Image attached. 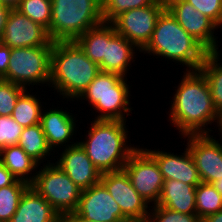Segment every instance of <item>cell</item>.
<instances>
[{
    "instance_id": "obj_20",
    "label": "cell",
    "mask_w": 222,
    "mask_h": 222,
    "mask_svg": "<svg viewBox=\"0 0 222 222\" xmlns=\"http://www.w3.org/2000/svg\"><path fill=\"white\" fill-rule=\"evenodd\" d=\"M9 222H62L60 214L30 185Z\"/></svg>"
},
{
    "instance_id": "obj_13",
    "label": "cell",
    "mask_w": 222,
    "mask_h": 222,
    "mask_svg": "<svg viewBox=\"0 0 222 222\" xmlns=\"http://www.w3.org/2000/svg\"><path fill=\"white\" fill-rule=\"evenodd\" d=\"M187 148L192 155L201 182L212 184L222 177V141L210 134H189Z\"/></svg>"
},
{
    "instance_id": "obj_33",
    "label": "cell",
    "mask_w": 222,
    "mask_h": 222,
    "mask_svg": "<svg viewBox=\"0 0 222 222\" xmlns=\"http://www.w3.org/2000/svg\"><path fill=\"white\" fill-rule=\"evenodd\" d=\"M23 127L11 116H0V150L10 145H17Z\"/></svg>"
},
{
    "instance_id": "obj_16",
    "label": "cell",
    "mask_w": 222,
    "mask_h": 222,
    "mask_svg": "<svg viewBox=\"0 0 222 222\" xmlns=\"http://www.w3.org/2000/svg\"><path fill=\"white\" fill-rule=\"evenodd\" d=\"M60 157L56 158L57 164L69 178L81 188L87 189L96 185L101 180V172L94 166L85 150L77 143L65 148Z\"/></svg>"
},
{
    "instance_id": "obj_25",
    "label": "cell",
    "mask_w": 222,
    "mask_h": 222,
    "mask_svg": "<svg viewBox=\"0 0 222 222\" xmlns=\"http://www.w3.org/2000/svg\"><path fill=\"white\" fill-rule=\"evenodd\" d=\"M220 54V51L208 53L199 68L207 80L213 105L219 114L222 113V62H220Z\"/></svg>"
},
{
    "instance_id": "obj_26",
    "label": "cell",
    "mask_w": 222,
    "mask_h": 222,
    "mask_svg": "<svg viewBox=\"0 0 222 222\" xmlns=\"http://www.w3.org/2000/svg\"><path fill=\"white\" fill-rule=\"evenodd\" d=\"M30 91V92H28ZM25 90L18 98L11 117L23 128L40 123L43 108L41 98Z\"/></svg>"
},
{
    "instance_id": "obj_35",
    "label": "cell",
    "mask_w": 222,
    "mask_h": 222,
    "mask_svg": "<svg viewBox=\"0 0 222 222\" xmlns=\"http://www.w3.org/2000/svg\"><path fill=\"white\" fill-rule=\"evenodd\" d=\"M11 56V48L0 42V78H4L7 74L9 59Z\"/></svg>"
},
{
    "instance_id": "obj_22",
    "label": "cell",
    "mask_w": 222,
    "mask_h": 222,
    "mask_svg": "<svg viewBox=\"0 0 222 222\" xmlns=\"http://www.w3.org/2000/svg\"><path fill=\"white\" fill-rule=\"evenodd\" d=\"M0 162L18 180L24 181L29 185L34 182L36 171L40 166L18 144L2 148L0 150Z\"/></svg>"
},
{
    "instance_id": "obj_39",
    "label": "cell",
    "mask_w": 222,
    "mask_h": 222,
    "mask_svg": "<svg viewBox=\"0 0 222 222\" xmlns=\"http://www.w3.org/2000/svg\"><path fill=\"white\" fill-rule=\"evenodd\" d=\"M202 222H222V210L206 216L204 219H202Z\"/></svg>"
},
{
    "instance_id": "obj_21",
    "label": "cell",
    "mask_w": 222,
    "mask_h": 222,
    "mask_svg": "<svg viewBox=\"0 0 222 222\" xmlns=\"http://www.w3.org/2000/svg\"><path fill=\"white\" fill-rule=\"evenodd\" d=\"M196 187L178 180H164L158 206L175 212L196 214Z\"/></svg>"
},
{
    "instance_id": "obj_9",
    "label": "cell",
    "mask_w": 222,
    "mask_h": 222,
    "mask_svg": "<svg viewBox=\"0 0 222 222\" xmlns=\"http://www.w3.org/2000/svg\"><path fill=\"white\" fill-rule=\"evenodd\" d=\"M123 169L132 186L149 205H157L164 184L163 175L156 160L144 149L138 148L130 155Z\"/></svg>"
},
{
    "instance_id": "obj_27",
    "label": "cell",
    "mask_w": 222,
    "mask_h": 222,
    "mask_svg": "<svg viewBox=\"0 0 222 222\" xmlns=\"http://www.w3.org/2000/svg\"><path fill=\"white\" fill-rule=\"evenodd\" d=\"M196 214L202 220L222 210V195L210 183L200 182L195 194Z\"/></svg>"
},
{
    "instance_id": "obj_29",
    "label": "cell",
    "mask_w": 222,
    "mask_h": 222,
    "mask_svg": "<svg viewBox=\"0 0 222 222\" xmlns=\"http://www.w3.org/2000/svg\"><path fill=\"white\" fill-rule=\"evenodd\" d=\"M15 9L48 30L52 14L51 0H21Z\"/></svg>"
},
{
    "instance_id": "obj_15",
    "label": "cell",
    "mask_w": 222,
    "mask_h": 222,
    "mask_svg": "<svg viewBox=\"0 0 222 222\" xmlns=\"http://www.w3.org/2000/svg\"><path fill=\"white\" fill-rule=\"evenodd\" d=\"M0 42L10 48L53 46L47 30L16 9L9 11Z\"/></svg>"
},
{
    "instance_id": "obj_11",
    "label": "cell",
    "mask_w": 222,
    "mask_h": 222,
    "mask_svg": "<svg viewBox=\"0 0 222 222\" xmlns=\"http://www.w3.org/2000/svg\"><path fill=\"white\" fill-rule=\"evenodd\" d=\"M100 182L131 222H147L150 205L134 189L124 169L102 174Z\"/></svg>"
},
{
    "instance_id": "obj_31",
    "label": "cell",
    "mask_w": 222,
    "mask_h": 222,
    "mask_svg": "<svg viewBox=\"0 0 222 222\" xmlns=\"http://www.w3.org/2000/svg\"><path fill=\"white\" fill-rule=\"evenodd\" d=\"M26 90L25 87L10 81H0V116H11L19 96Z\"/></svg>"
},
{
    "instance_id": "obj_38",
    "label": "cell",
    "mask_w": 222,
    "mask_h": 222,
    "mask_svg": "<svg viewBox=\"0 0 222 222\" xmlns=\"http://www.w3.org/2000/svg\"><path fill=\"white\" fill-rule=\"evenodd\" d=\"M62 222H95L92 220L85 219L78 215L76 212H70L62 217Z\"/></svg>"
},
{
    "instance_id": "obj_32",
    "label": "cell",
    "mask_w": 222,
    "mask_h": 222,
    "mask_svg": "<svg viewBox=\"0 0 222 222\" xmlns=\"http://www.w3.org/2000/svg\"><path fill=\"white\" fill-rule=\"evenodd\" d=\"M151 207L147 222H202L197 214L175 212L158 205Z\"/></svg>"
},
{
    "instance_id": "obj_23",
    "label": "cell",
    "mask_w": 222,
    "mask_h": 222,
    "mask_svg": "<svg viewBox=\"0 0 222 222\" xmlns=\"http://www.w3.org/2000/svg\"><path fill=\"white\" fill-rule=\"evenodd\" d=\"M75 42L91 61L99 65L105 58L106 43H108V22H102L88 29Z\"/></svg>"
},
{
    "instance_id": "obj_10",
    "label": "cell",
    "mask_w": 222,
    "mask_h": 222,
    "mask_svg": "<svg viewBox=\"0 0 222 222\" xmlns=\"http://www.w3.org/2000/svg\"><path fill=\"white\" fill-rule=\"evenodd\" d=\"M165 9V0H158L153 5L122 12L111 23L118 34L141 51L150 41L157 20Z\"/></svg>"
},
{
    "instance_id": "obj_17",
    "label": "cell",
    "mask_w": 222,
    "mask_h": 222,
    "mask_svg": "<svg viewBox=\"0 0 222 222\" xmlns=\"http://www.w3.org/2000/svg\"><path fill=\"white\" fill-rule=\"evenodd\" d=\"M145 150L158 163L164 180H178L195 187L201 182L198 170L187 147H185L182 155L166 152L165 150L159 151L156 148L155 150L145 148Z\"/></svg>"
},
{
    "instance_id": "obj_37",
    "label": "cell",
    "mask_w": 222,
    "mask_h": 222,
    "mask_svg": "<svg viewBox=\"0 0 222 222\" xmlns=\"http://www.w3.org/2000/svg\"><path fill=\"white\" fill-rule=\"evenodd\" d=\"M10 10H11L10 7L0 3V40L2 38L5 24H6V20H7V16L9 14Z\"/></svg>"
},
{
    "instance_id": "obj_2",
    "label": "cell",
    "mask_w": 222,
    "mask_h": 222,
    "mask_svg": "<svg viewBox=\"0 0 222 222\" xmlns=\"http://www.w3.org/2000/svg\"><path fill=\"white\" fill-rule=\"evenodd\" d=\"M100 72L75 41L53 42L49 86L62 99L74 102Z\"/></svg>"
},
{
    "instance_id": "obj_24",
    "label": "cell",
    "mask_w": 222,
    "mask_h": 222,
    "mask_svg": "<svg viewBox=\"0 0 222 222\" xmlns=\"http://www.w3.org/2000/svg\"><path fill=\"white\" fill-rule=\"evenodd\" d=\"M18 145L39 165L52 155L40 123L23 128Z\"/></svg>"
},
{
    "instance_id": "obj_30",
    "label": "cell",
    "mask_w": 222,
    "mask_h": 222,
    "mask_svg": "<svg viewBox=\"0 0 222 222\" xmlns=\"http://www.w3.org/2000/svg\"><path fill=\"white\" fill-rule=\"evenodd\" d=\"M104 22H112L122 12L153 5L158 0H101Z\"/></svg>"
},
{
    "instance_id": "obj_5",
    "label": "cell",
    "mask_w": 222,
    "mask_h": 222,
    "mask_svg": "<svg viewBox=\"0 0 222 222\" xmlns=\"http://www.w3.org/2000/svg\"><path fill=\"white\" fill-rule=\"evenodd\" d=\"M52 14L47 30L52 42L75 41L102 22L101 0H51Z\"/></svg>"
},
{
    "instance_id": "obj_6",
    "label": "cell",
    "mask_w": 222,
    "mask_h": 222,
    "mask_svg": "<svg viewBox=\"0 0 222 222\" xmlns=\"http://www.w3.org/2000/svg\"><path fill=\"white\" fill-rule=\"evenodd\" d=\"M127 80L119 74L101 71L76 100L88 101L95 113H100L95 120L127 121L125 115L130 116L133 110L129 100L132 86Z\"/></svg>"
},
{
    "instance_id": "obj_40",
    "label": "cell",
    "mask_w": 222,
    "mask_h": 222,
    "mask_svg": "<svg viewBox=\"0 0 222 222\" xmlns=\"http://www.w3.org/2000/svg\"><path fill=\"white\" fill-rule=\"evenodd\" d=\"M21 0H0V3L10 7L11 9H15Z\"/></svg>"
},
{
    "instance_id": "obj_4",
    "label": "cell",
    "mask_w": 222,
    "mask_h": 222,
    "mask_svg": "<svg viewBox=\"0 0 222 222\" xmlns=\"http://www.w3.org/2000/svg\"><path fill=\"white\" fill-rule=\"evenodd\" d=\"M140 52L180 63L187 67L185 71L199 70L209 53L167 9L159 16L150 41Z\"/></svg>"
},
{
    "instance_id": "obj_8",
    "label": "cell",
    "mask_w": 222,
    "mask_h": 222,
    "mask_svg": "<svg viewBox=\"0 0 222 222\" xmlns=\"http://www.w3.org/2000/svg\"><path fill=\"white\" fill-rule=\"evenodd\" d=\"M53 46L11 48L7 74L3 80L22 87L37 84L49 86L51 78V53ZM41 83V84H39Z\"/></svg>"
},
{
    "instance_id": "obj_3",
    "label": "cell",
    "mask_w": 222,
    "mask_h": 222,
    "mask_svg": "<svg viewBox=\"0 0 222 222\" xmlns=\"http://www.w3.org/2000/svg\"><path fill=\"white\" fill-rule=\"evenodd\" d=\"M127 129L126 121L94 119L85 141H78L101 174L122 170L138 148L128 143Z\"/></svg>"
},
{
    "instance_id": "obj_36",
    "label": "cell",
    "mask_w": 222,
    "mask_h": 222,
    "mask_svg": "<svg viewBox=\"0 0 222 222\" xmlns=\"http://www.w3.org/2000/svg\"><path fill=\"white\" fill-rule=\"evenodd\" d=\"M18 179L0 162V188L14 184Z\"/></svg>"
},
{
    "instance_id": "obj_34",
    "label": "cell",
    "mask_w": 222,
    "mask_h": 222,
    "mask_svg": "<svg viewBox=\"0 0 222 222\" xmlns=\"http://www.w3.org/2000/svg\"><path fill=\"white\" fill-rule=\"evenodd\" d=\"M201 14L211 19L219 28L222 24V0H184Z\"/></svg>"
},
{
    "instance_id": "obj_12",
    "label": "cell",
    "mask_w": 222,
    "mask_h": 222,
    "mask_svg": "<svg viewBox=\"0 0 222 222\" xmlns=\"http://www.w3.org/2000/svg\"><path fill=\"white\" fill-rule=\"evenodd\" d=\"M165 5L180 26L209 53L220 51L218 37L214 35L219 27L211 19L184 0H165Z\"/></svg>"
},
{
    "instance_id": "obj_19",
    "label": "cell",
    "mask_w": 222,
    "mask_h": 222,
    "mask_svg": "<svg viewBox=\"0 0 222 222\" xmlns=\"http://www.w3.org/2000/svg\"><path fill=\"white\" fill-rule=\"evenodd\" d=\"M137 51L140 52L132 42L116 32L112 23L108 22V43H106L105 58L99 64L100 71L126 77L130 69L128 67H131V63L135 61L133 59Z\"/></svg>"
},
{
    "instance_id": "obj_14",
    "label": "cell",
    "mask_w": 222,
    "mask_h": 222,
    "mask_svg": "<svg viewBox=\"0 0 222 222\" xmlns=\"http://www.w3.org/2000/svg\"><path fill=\"white\" fill-rule=\"evenodd\" d=\"M75 212L95 222H131L101 182L82 190Z\"/></svg>"
},
{
    "instance_id": "obj_18",
    "label": "cell",
    "mask_w": 222,
    "mask_h": 222,
    "mask_svg": "<svg viewBox=\"0 0 222 222\" xmlns=\"http://www.w3.org/2000/svg\"><path fill=\"white\" fill-rule=\"evenodd\" d=\"M75 122L77 121L73 114L66 110L63 111L62 108L42 110L40 124L49 147L52 151L54 150L53 153H55L54 148L57 146L63 148L61 146L64 145L67 148L78 143L77 140L74 142L73 138L75 137H72L77 129Z\"/></svg>"
},
{
    "instance_id": "obj_28",
    "label": "cell",
    "mask_w": 222,
    "mask_h": 222,
    "mask_svg": "<svg viewBox=\"0 0 222 222\" xmlns=\"http://www.w3.org/2000/svg\"><path fill=\"white\" fill-rule=\"evenodd\" d=\"M30 185L17 180L14 184L0 188V222H9L15 214L20 198Z\"/></svg>"
},
{
    "instance_id": "obj_42",
    "label": "cell",
    "mask_w": 222,
    "mask_h": 222,
    "mask_svg": "<svg viewBox=\"0 0 222 222\" xmlns=\"http://www.w3.org/2000/svg\"><path fill=\"white\" fill-rule=\"evenodd\" d=\"M218 130L221 133V134L220 133H218V134L221 135V137H222V113L220 114V122L218 125Z\"/></svg>"
},
{
    "instance_id": "obj_41",
    "label": "cell",
    "mask_w": 222,
    "mask_h": 222,
    "mask_svg": "<svg viewBox=\"0 0 222 222\" xmlns=\"http://www.w3.org/2000/svg\"><path fill=\"white\" fill-rule=\"evenodd\" d=\"M212 185L215 189L222 195V177L220 179L215 180Z\"/></svg>"
},
{
    "instance_id": "obj_7",
    "label": "cell",
    "mask_w": 222,
    "mask_h": 222,
    "mask_svg": "<svg viewBox=\"0 0 222 222\" xmlns=\"http://www.w3.org/2000/svg\"><path fill=\"white\" fill-rule=\"evenodd\" d=\"M42 164L31 186L63 217L75 212L82 190L55 163Z\"/></svg>"
},
{
    "instance_id": "obj_1",
    "label": "cell",
    "mask_w": 222,
    "mask_h": 222,
    "mask_svg": "<svg viewBox=\"0 0 222 222\" xmlns=\"http://www.w3.org/2000/svg\"><path fill=\"white\" fill-rule=\"evenodd\" d=\"M175 89L170 107L169 120L180 136L211 134L208 125L220 122V114L213 105L209 85L199 70L185 71Z\"/></svg>"
}]
</instances>
